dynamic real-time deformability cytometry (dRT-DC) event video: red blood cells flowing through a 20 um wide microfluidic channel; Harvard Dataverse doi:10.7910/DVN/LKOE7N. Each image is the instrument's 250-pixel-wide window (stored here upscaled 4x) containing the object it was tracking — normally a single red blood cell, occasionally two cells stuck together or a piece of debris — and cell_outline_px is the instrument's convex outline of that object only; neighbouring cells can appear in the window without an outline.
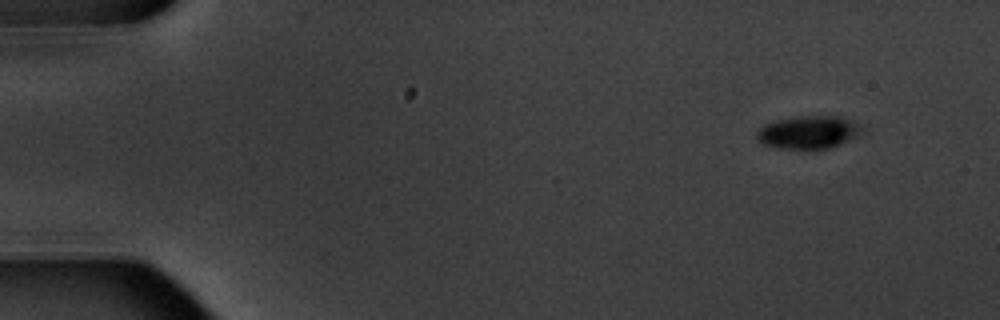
{"species": "common noctule bat (a hibernating species)", "species_latin": "Nyctalus noctula", "temperature_condition": "warm", "stored_images_in_passage": 4, "camera_frame_rate_fps": 3000, "um_per_image_px": 0.085, "animal": {"sex": "male", "body_mass_g": 20.1, "forearm_length_mm": 53.5}, "frame": {"image": 1, "passage_image": 1, "time_ms": 0.0, "image_size_px": [1000, 320], "cell_outline_px": [[868, 132], [860, 136], [840, 144], [828, 148], [808, 152], [780, 148], [764, 144], [756, 140], [756, 132], [764, 124], [776, 120], [796, 116], [840, 116], [852, 120], [860, 124]], "centroid_in_image_um": [68.78, 11.27], "position_along_channel_um": 16.2, "area_um2": 21.15}}
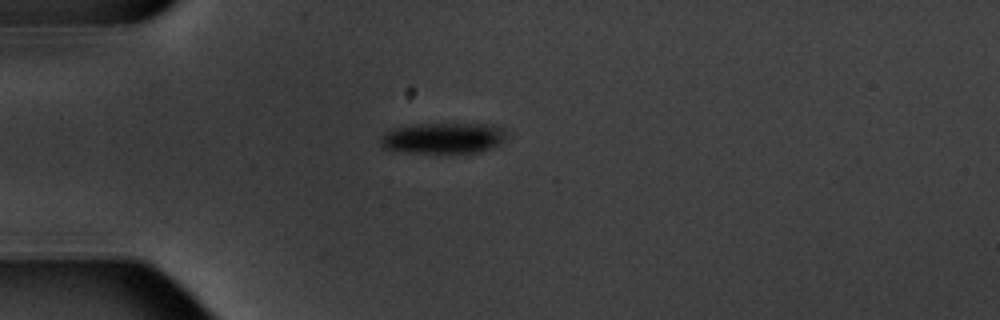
{"frame": {"image": 2, "passage_image": 4, "time_ms": 3.667, "image_size_px": [1000, 320], "cell_outline_px": [[508, 132], [504, 140], [500, 144], [480, 152], [408, 152], [384, 148], [380, 144], [380, 136], [384, 132], [392, 128], [416, 124], [492, 124], [504, 128]], "centroid_in_image_um": [37.69, 11.72], "position_along_channel_um": 47.3, "area_um2": 22.72}}